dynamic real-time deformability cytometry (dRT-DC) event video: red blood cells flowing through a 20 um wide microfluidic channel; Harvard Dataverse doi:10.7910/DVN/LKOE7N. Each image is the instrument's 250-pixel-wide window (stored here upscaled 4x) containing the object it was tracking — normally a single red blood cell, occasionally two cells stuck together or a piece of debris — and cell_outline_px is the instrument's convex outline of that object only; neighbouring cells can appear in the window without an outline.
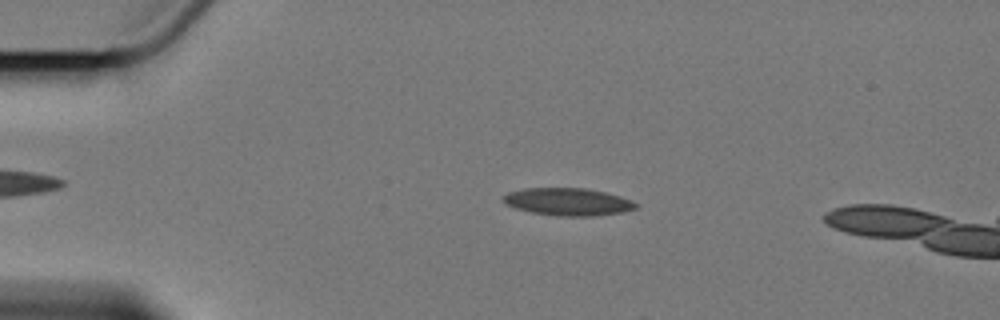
{"species": "Egyptian fruit bat (a non-hibernating species)", "species_latin": "Rousettus aegyptiacus", "temperature_condition": "cold", "stored_images_in_passage": 3, "camera_frame_rate_fps": 3000, "um_per_image_px": 0.085, "animal": {"sex": "female"}, "frame": {"image": 1, "passage_image": 2, "time_ms": 1.0, "image_size_px": [1000, 320], "cell_outline_px": [[636, 208], [620, 212], [588, 216], [560, 216], [532, 212], [516, 208], [508, 204], [504, 200], [504, 196], [508, 192], [524, 188], [584, 188], [604, 192], [620, 196], [632, 200], [636, 204]], "centroid_in_image_um": [48.27, 17.14], "position_along_channel_um": 36.7, "area_um2": 20.81}}